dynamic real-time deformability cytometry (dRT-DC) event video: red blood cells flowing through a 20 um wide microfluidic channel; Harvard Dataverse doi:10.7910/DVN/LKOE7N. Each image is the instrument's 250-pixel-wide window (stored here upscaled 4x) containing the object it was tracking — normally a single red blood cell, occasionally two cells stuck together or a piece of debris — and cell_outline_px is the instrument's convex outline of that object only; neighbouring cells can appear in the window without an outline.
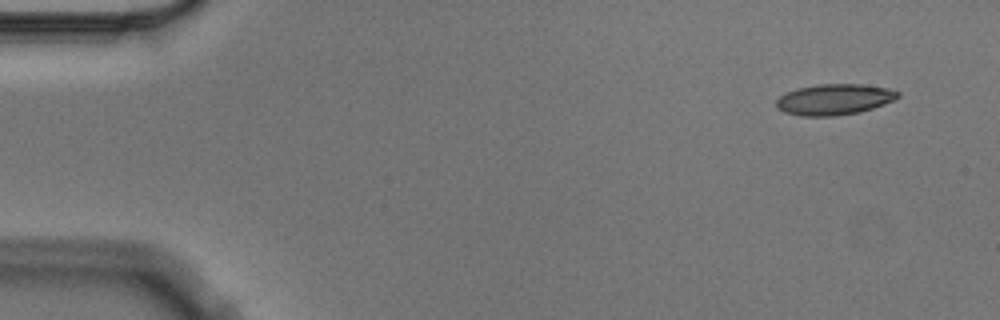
{"species": "Egyptian fruit bat (a non-hibernating species)", "species_latin": "Rousettus aegyptiacus", "temperature_condition": "cold", "stored_images_in_passage": 3, "camera_frame_rate_fps": 3000, "um_per_image_px": 0.085, "animal": {"sex": "male"}, "frame": {"image": 1, "passage_image": 1, "time_ms": 0.0, "image_size_px": [1000, 320], "cell_outline_px": [[900, 96], [896, 100], [860, 112], [832, 116], [800, 116], [784, 112], [776, 108], [776, 100], [780, 96], [796, 88], [816, 84], [860, 84], [888, 88], [900, 92]], "centroid_in_image_um": [70.91, 8.45], "position_along_channel_um": 14.1, "area_um2": 22.02}}
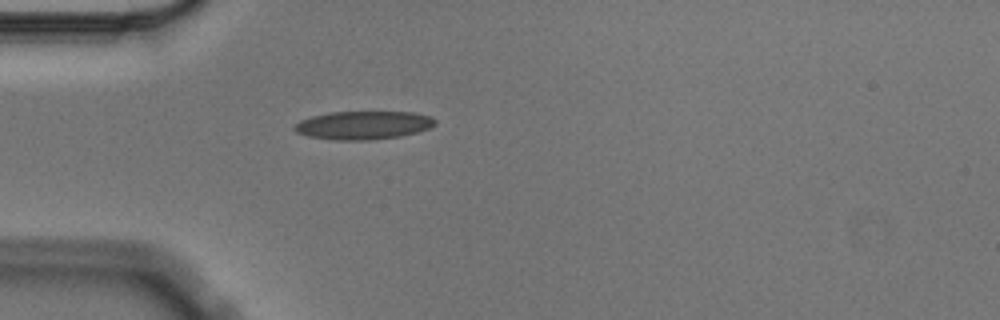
{"frame": {"image": 2, "passage_image": 3, "time_ms": 0.667, "image_size_px": [1000, 320], "cell_outline_px": [[436, 124], [428, 128], [416, 132], [400, 136], [368, 140], [336, 140], [308, 136], [296, 132], [292, 128], [300, 120], [312, 116], [328, 112], [412, 112], [432, 116], [436, 120]], "centroid_in_image_um": [30.87, 10.63], "position_along_channel_um": 54.1, "area_um2": 23.18}}